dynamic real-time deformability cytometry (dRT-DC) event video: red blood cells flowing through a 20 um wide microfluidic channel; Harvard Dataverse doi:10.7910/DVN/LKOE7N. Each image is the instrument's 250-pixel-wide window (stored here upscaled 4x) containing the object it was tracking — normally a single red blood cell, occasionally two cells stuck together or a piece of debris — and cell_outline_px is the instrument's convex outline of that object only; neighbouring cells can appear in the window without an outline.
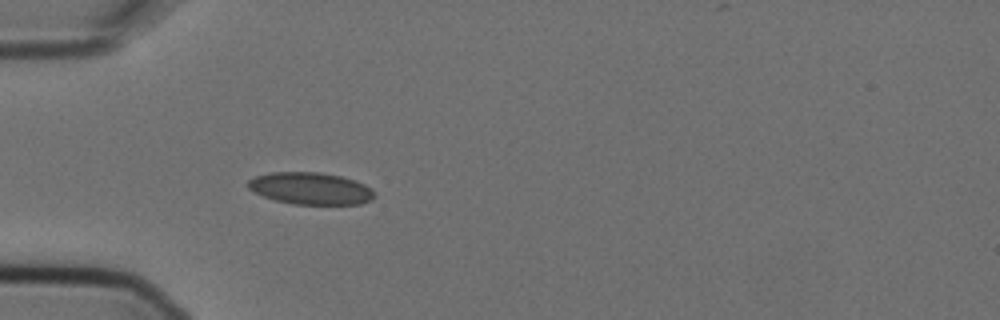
{"species": "Egyptian fruit bat (a non-hibernating species)", "species_latin": "Rousettus aegyptiacus", "temperature_condition": "cold", "stored_images_in_passage": 4, "camera_frame_rate_fps": 3000, "um_per_image_px": 0.085, "animal": {"sex": "female"}, "frame": {"image": 1, "passage_image": 4, "time_ms": 1.0, "image_size_px": [1000, 320], "cell_outline_px": [[376, 196], [372, 200], [360, 204], [292, 204], [276, 200], [264, 196], [248, 188], [248, 180], [256, 176], [268, 172], [320, 172], [340, 176], [356, 180], [372, 188], [376, 192]], "centroid_in_image_um": [26.45, 16.01], "position_along_channel_um": 58.6, "area_um2": 23.7}}